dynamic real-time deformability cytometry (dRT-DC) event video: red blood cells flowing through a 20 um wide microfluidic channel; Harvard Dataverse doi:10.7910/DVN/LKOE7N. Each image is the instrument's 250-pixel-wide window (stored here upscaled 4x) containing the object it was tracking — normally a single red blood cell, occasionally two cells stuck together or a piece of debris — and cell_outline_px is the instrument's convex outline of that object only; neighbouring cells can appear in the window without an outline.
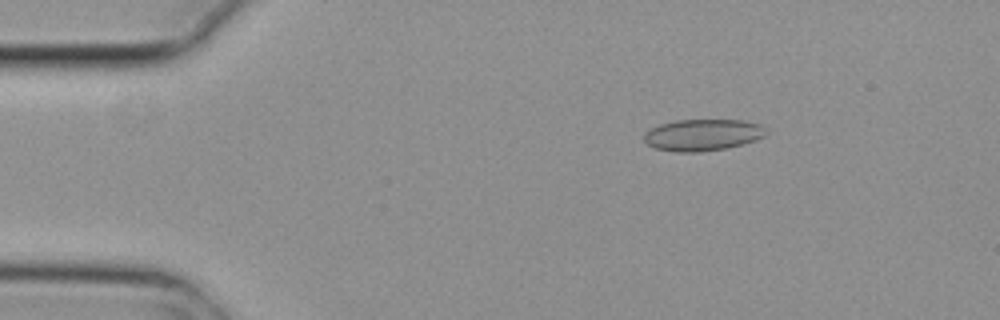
{"species": "common noctule bat (a hibernating species)", "species_latin": "Nyctalus noctula", "temperature_condition": "cold", "stored_images_in_passage": 5, "camera_frame_rate_fps": 3000, "um_per_image_px": 0.085, "animal": {"sex": "female", "body_mass_g": 29.2, "forearm_length_mm": 56.3}, "frame": {"image": 1, "passage_image": 3, "time_ms": 0.667, "image_size_px": [1000, 320], "cell_outline_px": [[768, 132], [764, 136], [756, 140], [724, 148], [700, 152], [676, 152], [656, 148], [648, 144], [644, 140], [644, 132], [660, 124], [676, 120], [744, 120], [760, 124]], "centroid_in_image_um": [59.72, 11.46], "position_along_channel_um": 25.3, "area_um2": 22.37}}